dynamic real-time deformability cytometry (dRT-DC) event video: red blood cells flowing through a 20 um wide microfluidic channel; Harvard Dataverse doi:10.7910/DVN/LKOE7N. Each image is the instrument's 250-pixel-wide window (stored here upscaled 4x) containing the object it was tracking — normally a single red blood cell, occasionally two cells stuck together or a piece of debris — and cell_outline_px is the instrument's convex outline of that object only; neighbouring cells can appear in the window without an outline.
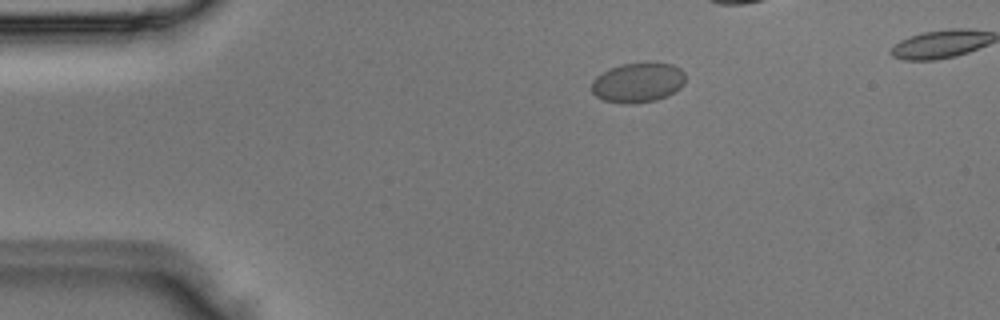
{"species": "Egyptian fruit bat (a non-hibernating species)", "species_latin": "Rousettus aegyptiacus", "temperature_condition": "room temperature", "stored_images_in_passage": 3, "camera_frame_rate_fps": 3000, "um_per_image_px": 0.085, "animal": {"sex": "male"}, "frame": {"image": 1, "passage_image": 1, "time_ms": 0.0, "image_size_px": [1000, 320], "cell_outline_px": [[684, 84], [680, 88], [656, 100], [632, 104], [620, 104], [604, 100], [596, 96], [592, 92], [592, 80], [596, 76], [620, 64], [672, 64], [680, 68], [684, 72]], "centroid_in_image_um": [54.19, 7.04], "position_along_channel_um": 30.8, "area_um2": 21.39}}